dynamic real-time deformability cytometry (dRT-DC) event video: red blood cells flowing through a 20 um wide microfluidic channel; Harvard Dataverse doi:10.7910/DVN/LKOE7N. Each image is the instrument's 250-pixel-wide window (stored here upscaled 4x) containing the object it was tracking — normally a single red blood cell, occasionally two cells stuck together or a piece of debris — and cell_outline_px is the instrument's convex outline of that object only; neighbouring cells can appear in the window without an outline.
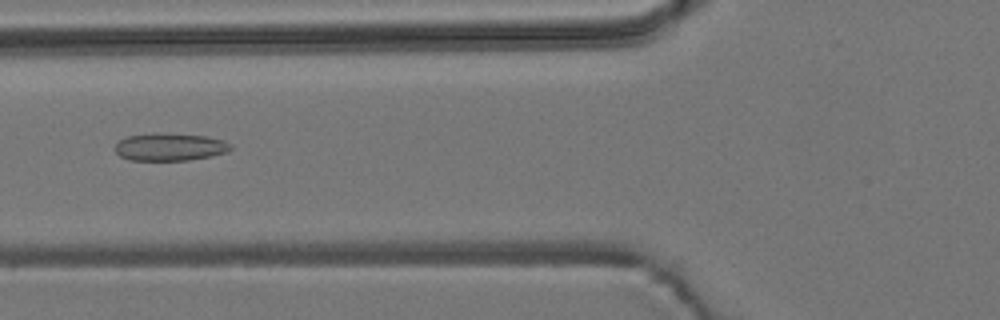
{"species": "common noctule bat (a hibernating species)", "species_latin": "Nyctalus noctula", "temperature_condition": "room temperature", "stored_images_in_passage": 43, "camera_frame_rate_fps": 3000, "um_per_image_px": 0.085, "animal": {"sex": "male", "body_mass_g": 19.2, "forearm_length_mm": 51.8}, "frame": {"image": 1, "passage_image": 21, "time_ms": 6.667, "image_size_px": [1000, 320], "cell_outline_px": [[232, 148], [228, 152], [188, 160], [132, 160], [120, 156], [116, 152], [116, 144], [120, 140], [128, 136], [152, 132], [160, 132], [208, 136], [224, 140], [232, 144]], "centroid_in_image_um": [14.47, 12.47], "position_along_channel_um": 111.3, "area_um2": 18.73}}
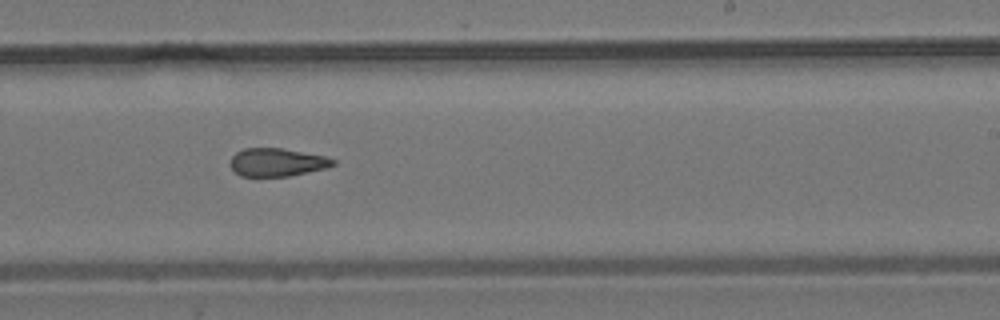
{"frame": {"image": 2, "passage_image": 33, "time_ms": 10.667, "image_size_px": [1000, 320], "cell_outline_px": [[336, 164], [328, 168], [288, 176], [240, 176], [228, 164], [232, 156], [236, 152], [244, 148], [280, 148], [328, 156], [336, 160]], "centroid_in_image_um": [23.57, 13.79], "position_along_channel_um": 265.4, "area_um2": 16.99}}
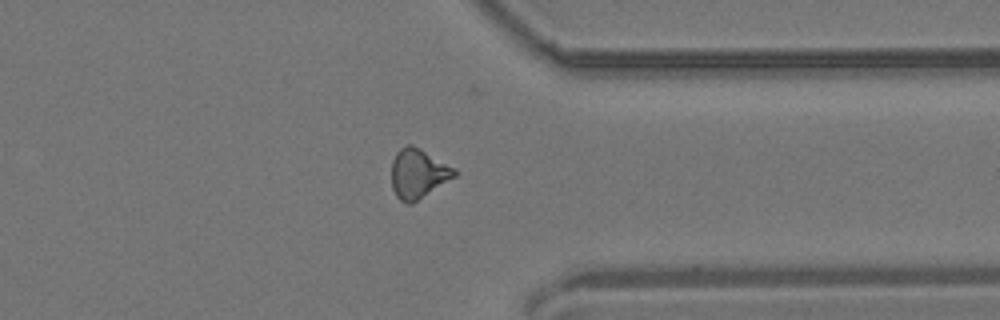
{"frame": {"image": 3, "passage_image": 42, "time_ms": 13.667, "image_size_px": [1000, 320], "cell_outline_px": [[460, 172], [456, 176], [412, 204], [408, 204], [400, 200], [396, 196], [392, 188], [392, 160], [396, 152], [400, 148], [408, 144], [412, 144], [420, 148], [456, 168]], "centroid_in_image_um": [35.56, 14.75], "position_along_channel_um": 375.8, "area_um2": 18.38}}